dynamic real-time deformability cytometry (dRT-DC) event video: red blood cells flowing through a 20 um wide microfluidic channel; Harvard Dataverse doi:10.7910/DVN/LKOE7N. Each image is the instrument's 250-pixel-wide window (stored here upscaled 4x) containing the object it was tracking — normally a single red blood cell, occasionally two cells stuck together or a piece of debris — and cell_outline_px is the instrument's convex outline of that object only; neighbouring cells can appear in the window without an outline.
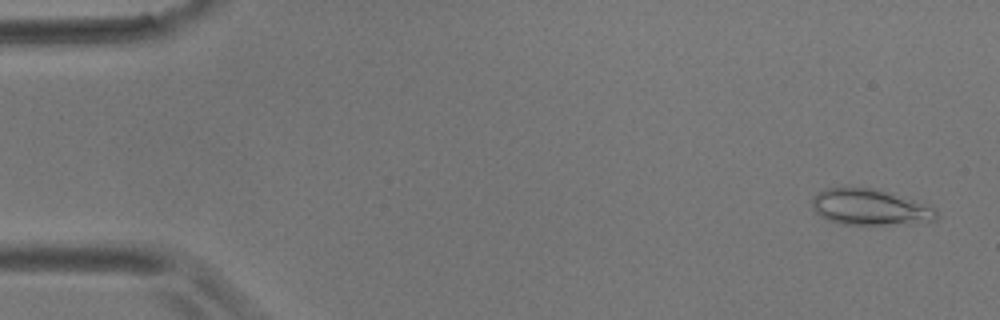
{"species": "common noctule bat (a hibernating species)", "species_latin": "Nyctalus noctula", "temperature_condition": "room temperature", "stored_images_in_passage": 57, "camera_frame_rate_fps": 3000, "um_per_image_px": 0.085, "animal": {"sex": "male", "body_mass_g": 17.9}, "frame": {"image": 1, "passage_image": 3, "time_ms": 0.667, "image_size_px": [1000, 320], "cell_outline_px": [[940, 216], [936, 220], [908, 224], [840, 224], [828, 220], [820, 216], [812, 208], [812, 196], [816, 192], [824, 188], [872, 188], [888, 192], [936, 208]], "centroid_in_image_um": [73.93, 17.62], "position_along_channel_um": 11.1, "area_um2": 26.13}}
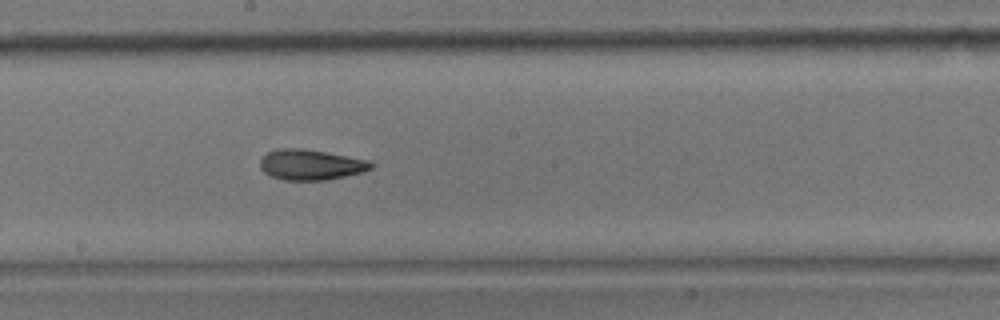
{"frame": {"image": 2, "passage_image": 31, "time_ms": 10.0, "image_size_px": [1000, 320], "cell_outline_px": [[376, 164], [372, 168], [364, 172], [324, 180], [284, 180], [272, 176], [264, 172], [260, 168], [260, 160], [268, 152], [276, 148], [304, 148], [372, 160]], "centroid_in_image_um": [26.46, 13.99], "position_along_channel_um": 221.7, "area_um2": 19.94}}
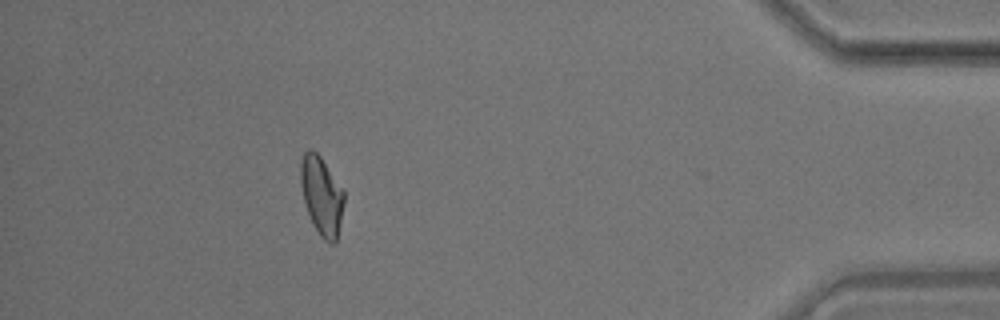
{"frame": {"image": 3, "passage_image": 51, "time_ms": 16.667, "image_size_px": [1000, 320], "cell_outline_px": [[344, 204], [336, 244], [332, 244], [324, 240], [320, 236], [312, 224], [304, 200], [300, 184], [300, 164], [304, 152], [308, 148], [312, 148], [320, 156], [344, 192]], "centroid_in_image_um": [27.33, 16.65], "position_along_channel_um": 407.9, "area_um2": 19.83}, "authors_computed_cell_mechanics": {"area_um2": 19.941, "velocity_mm_per_s": 3.565, "shape_relaxation_time_tau1_ms": 5.7054, "shape_relaxation_time_tau2_ms": 3.8712, "deformation_change_tau1": 0.1742, "deformation_change_tau2": 0.1145}}